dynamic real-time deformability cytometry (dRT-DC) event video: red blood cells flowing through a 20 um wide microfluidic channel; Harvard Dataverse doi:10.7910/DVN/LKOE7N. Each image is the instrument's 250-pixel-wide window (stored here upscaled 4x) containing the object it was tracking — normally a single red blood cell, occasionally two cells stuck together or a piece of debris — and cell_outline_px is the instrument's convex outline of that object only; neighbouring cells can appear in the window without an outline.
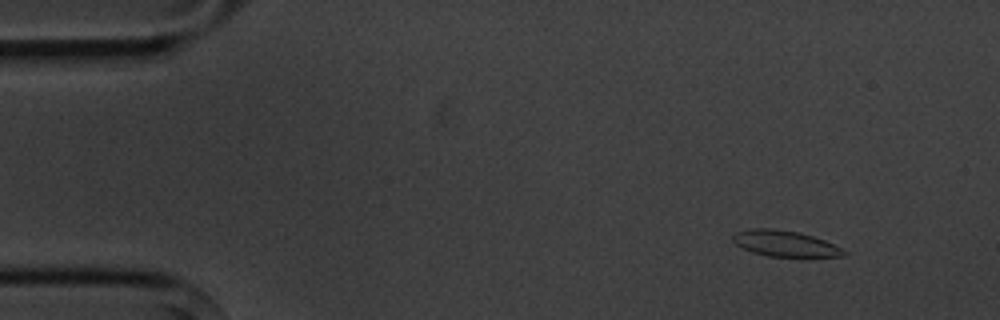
{"species": "common noctule bat (a hibernating species)", "species_latin": "Nyctalus noctula", "temperature_condition": "cold", "stored_images_in_passage": 6, "camera_frame_rate_fps": 3000, "um_per_image_px": 0.085, "animal": {"sex": "male", "body_mass_g": 20.1, "forearm_length_mm": 53.5}, "frame": {"image": 1, "passage_image": 2, "time_ms": 1.333, "image_size_px": [1000, 320], "cell_outline_px": [[848, 252], [844, 256], [768, 256], [752, 252], [736, 244], [732, 240], [732, 236], [736, 232], [752, 228], [772, 228], [796, 232], [812, 236], [824, 240]], "centroid_in_image_um": [66.68, 20.69], "position_along_channel_um": 18.3, "area_um2": 16.42}}